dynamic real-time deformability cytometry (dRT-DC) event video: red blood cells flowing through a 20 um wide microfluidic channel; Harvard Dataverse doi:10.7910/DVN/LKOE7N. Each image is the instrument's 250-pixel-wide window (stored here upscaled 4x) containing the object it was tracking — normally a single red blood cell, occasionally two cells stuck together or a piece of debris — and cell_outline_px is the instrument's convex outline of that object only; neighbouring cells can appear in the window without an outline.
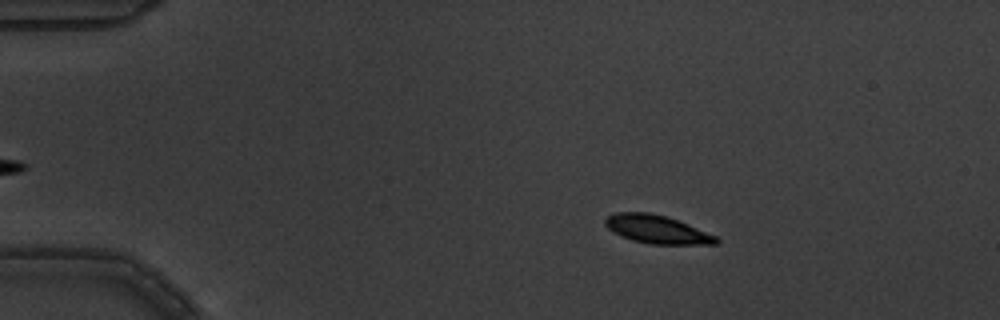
{"species": "common noctule bat (a hibernating species)", "species_latin": "Nyctalus noctula", "temperature_condition": "warm", "stored_images_in_passage": 7, "segment_of_instrument_passage": [1, 2], "camera_frame_rate_fps": 3000, "um_per_image_px": 0.085, "animal": {"sex": "male", "body_mass_g": 19.5, "forearm_length_mm": 54.6}, "frame": {"image": 1, "passage_image": 4, "time_ms": 1.0, "image_size_px": [1000, 320], "cell_outline_px": [[720, 244], [652, 244], [632, 240], [620, 236], [612, 232], [604, 224], [604, 220], [608, 216], [616, 212], [648, 212], [668, 216], [688, 224], [716, 236], [720, 240]], "centroid_in_image_um": [55.83, 19.49], "position_along_channel_um": 29.2, "area_um2": 18.38}}